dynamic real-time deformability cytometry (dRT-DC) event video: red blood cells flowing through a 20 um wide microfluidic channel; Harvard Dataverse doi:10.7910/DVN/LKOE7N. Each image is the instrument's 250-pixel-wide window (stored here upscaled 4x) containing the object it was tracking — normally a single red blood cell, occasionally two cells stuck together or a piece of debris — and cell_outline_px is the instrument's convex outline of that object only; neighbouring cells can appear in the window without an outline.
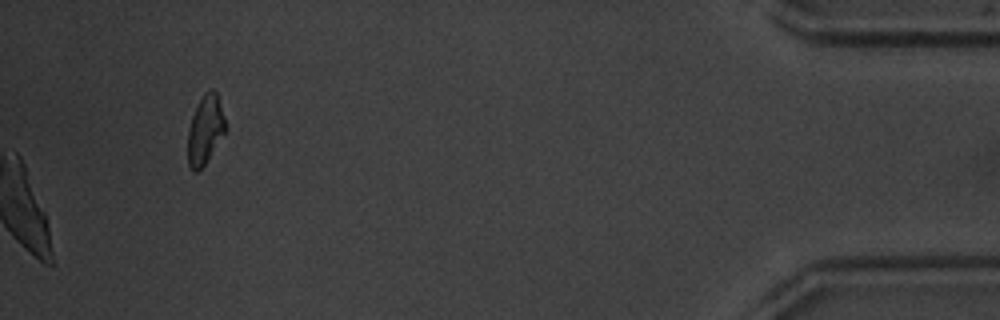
{"species": "common noctule bat (a hibernating species)", "species_latin": "Nyctalus noctula", "temperature_condition": "warm", "stored_images_in_passage": 38, "segment_of_instrument_passage": [2, 2], "camera_frame_rate_fps": 3000, "um_per_image_px": 0.085, "animal": {"sex": "male", "body_mass_g": 20.1, "forearm_length_mm": 53.5}, "frame": {"image": 1, "passage_image": 38, "time_ms": 12.333, "image_size_px": [1000, 320], "cell_outline_px": [[228, 128], [204, 164], [196, 172], [192, 172], [188, 164], [188, 132], [192, 116], [204, 92], [208, 88], [212, 88], [216, 92]], "centroid_in_image_um": [17.45, 11.02], "position_along_channel_um": 417.7, "area_um2": 14.97}}